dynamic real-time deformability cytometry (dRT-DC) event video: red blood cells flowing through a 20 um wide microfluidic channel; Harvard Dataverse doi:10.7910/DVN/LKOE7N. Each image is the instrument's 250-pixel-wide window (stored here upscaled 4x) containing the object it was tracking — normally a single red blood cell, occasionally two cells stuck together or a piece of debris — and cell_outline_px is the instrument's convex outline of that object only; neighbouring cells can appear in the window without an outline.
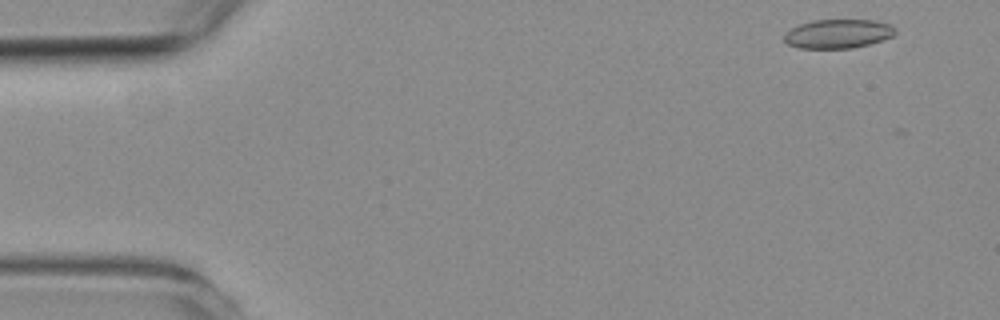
{"species": "common noctule bat (a hibernating species)", "species_latin": "Nyctalus noctula", "temperature_condition": "room temperature", "stored_images_in_passage": 11, "camera_frame_rate_fps": 3000, "um_per_image_px": 0.085, "animal": {"sex": "female", "body_mass_g": 19.3, "forearm_length_mm": 54.1}, "frame": {"image": 1, "passage_image": 2, "time_ms": 0.333, "image_size_px": [1000, 320], "cell_outline_px": [[896, 32], [892, 36], [884, 40], [852, 48], [800, 48], [788, 44], [784, 40], [784, 36], [792, 28], [800, 24], [812, 20], [876, 20], [892, 24], [896, 28]], "centroid_in_image_um": [71.29, 2.86], "position_along_channel_um": 13.7, "area_um2": 18.79}}